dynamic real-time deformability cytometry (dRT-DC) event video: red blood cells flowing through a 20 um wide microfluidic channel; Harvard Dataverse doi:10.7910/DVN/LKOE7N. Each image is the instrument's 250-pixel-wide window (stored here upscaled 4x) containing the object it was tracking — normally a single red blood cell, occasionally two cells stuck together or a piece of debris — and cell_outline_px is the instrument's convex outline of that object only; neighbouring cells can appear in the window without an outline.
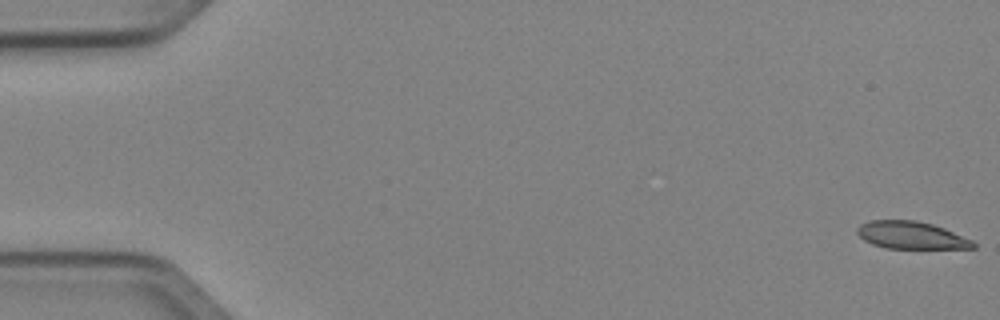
{"species": "Egyptian fruit bat (a non-hibernating species)", "species_latin": "Rousettus aegyptiacus", "temperature_condition": "cold", "stored_images_in_passage": 52, "camera_frame_rate_fps": 3000, "um_per_image_px": 0.085, "animal": {"sex": "female"}, "frame": {"image": 1, "passage_image": 1, "time_ms": 0.0, "image_size_px": [1000, 320], "cell_outline_px": [[976, 248], [888, 248], [872, 244], [864, 240], [856, 232], [856, 228], [860, 224], [872, 220], [916, 220], [932, 224], [944, 228], [972, 240], [976, 244]], "centroid_in_image_um": [77.44, 19.99], "position_along_channel_um": 7.6, "area_um2": 18.44}}
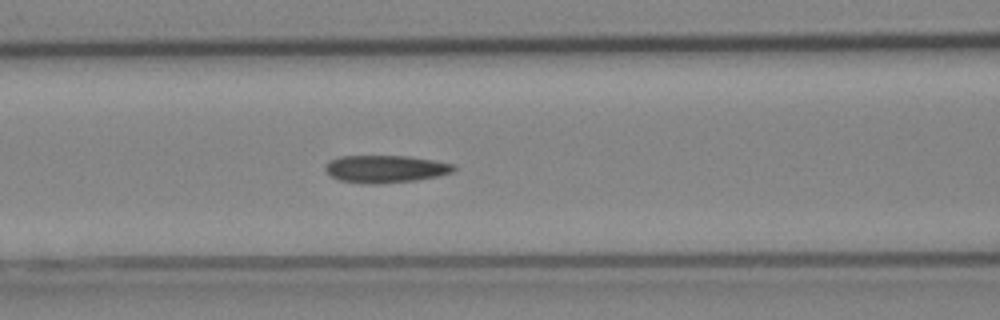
{"frame": {"image": 2, "passage_image": 22, "time_ms": 7.0, "image_size_px": [1000, 320], "cell_outline_px": [[456, 168], [452, 172], [436, 176], [416, 180], [380, 184], [368, 184], [340, 180], [332, 176], [324, 168], [328, 160], [340, 156], [408, 156], [456, 164]], "centroid_in_image_um": [32.76, 14.35], "position_along_channel_um": 133.8, "area_um2": 20.52}}
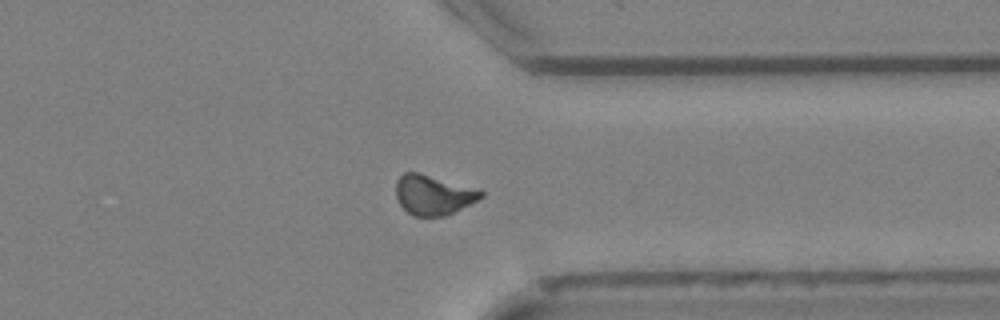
{"frame": {"image": 3, "passage_image": 40, "time_ms": 13.0, "image_size_px": [1000, 320], "cell_outline_px": [[484, 196], [444, 216], [416, 216], [408, 212], [400, 204], [396, 196], [396, 180], [404, 172], [416, 172], [480, 188], [484, 192]], "centroid_in_image_um": [36.84, 16.54], "position_along_channel_um": 374.6, "area_um2": 19.59}, "authors_computed_cell_mechanics": {"area_um2": 19.7098, "velocity_mm_per_s": 4.0474, "shape_relaxation_time_tau1_ms": null, "shape_relaxation_time_tau2_ms": 9.7925, "deformation_change_tau1": null, "deformation_change_tau2": 0.1889}}